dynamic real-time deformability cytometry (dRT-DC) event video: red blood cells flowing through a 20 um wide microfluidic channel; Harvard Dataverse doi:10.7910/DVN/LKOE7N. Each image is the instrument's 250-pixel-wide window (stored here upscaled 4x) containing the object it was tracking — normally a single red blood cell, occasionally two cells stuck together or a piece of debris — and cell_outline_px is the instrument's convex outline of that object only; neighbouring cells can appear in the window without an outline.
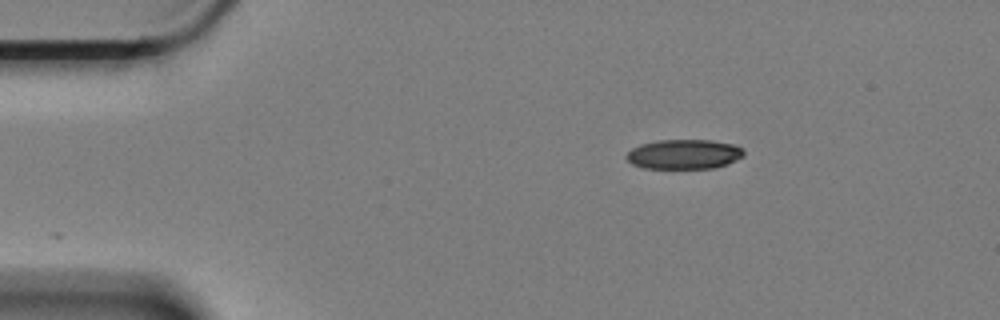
{"species": "Egyptian fruit bat (a non-hibernating species)", "species_latin": "Rousettus aegyptiacus", "temperature_condition": "cold", "stored_images_in_passage": 8, "camera_frame_rate_fps": 3000, "um_per_image_px": 0.085, "animal": {"sex": "female"}, "frame": {"image": 1, "passage_image": 1, "time_ms": 0.0, "image_size_px": [1000, 320], "cell_outline_px": [[744, 156], [724, 164], [712, 168], [644, 168], [632, 164], [624, 156], [632, 148], [640, 144], [656, 140], [712, 140], [732, 144], [740, 148], [744, 152]], "centroid_in_image_um": [58.08, 13.1], "position_along_channel_um": 26.9, "area_um2": 20.11}}